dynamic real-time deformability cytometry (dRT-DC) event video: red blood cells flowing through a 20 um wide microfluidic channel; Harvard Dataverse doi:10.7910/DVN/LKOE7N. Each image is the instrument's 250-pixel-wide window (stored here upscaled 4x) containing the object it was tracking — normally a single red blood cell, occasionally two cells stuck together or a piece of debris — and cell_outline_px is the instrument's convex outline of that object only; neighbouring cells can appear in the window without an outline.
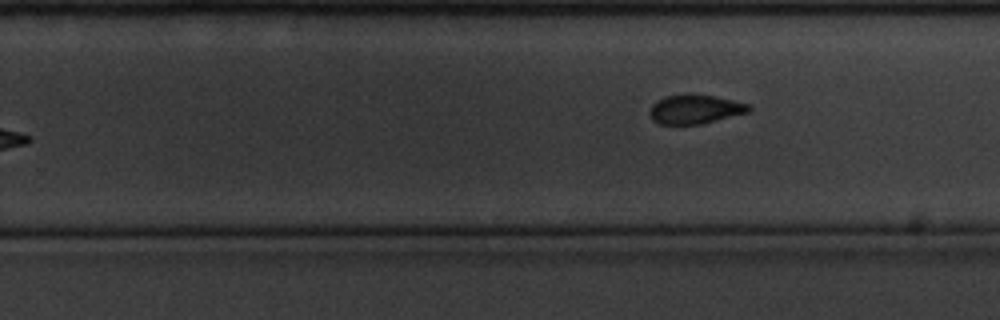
{"species": "common noctule bat (a hibernating species)", "species_latin": "Nyctalus noctula", "temperature_condition": "cold", "stored_images_in_passage": 11, "camera_frame_rate_fps": 3000, "um_per_image_px": 0.085, "animal": {"sex": "male", "body_mass_g": 20.1, "forearm_length_mm": 53.5}, "frame": {"image": 1, "passage_image": 11, "time_ms": 3.333, "image_size_px": [1000, 320], "cell_outline_px": [[752, 108], [748, 112], [700, 124], [660, 124], [652, 120], [648, 112], [652, 104], [656, 100], [664, 96], [688, 92], [716, 96], [748, 104]], "centroid_in_image_um": [59.02, 9.25], "position_along_channel_um": 270.8, "area_um2": 17.11}}